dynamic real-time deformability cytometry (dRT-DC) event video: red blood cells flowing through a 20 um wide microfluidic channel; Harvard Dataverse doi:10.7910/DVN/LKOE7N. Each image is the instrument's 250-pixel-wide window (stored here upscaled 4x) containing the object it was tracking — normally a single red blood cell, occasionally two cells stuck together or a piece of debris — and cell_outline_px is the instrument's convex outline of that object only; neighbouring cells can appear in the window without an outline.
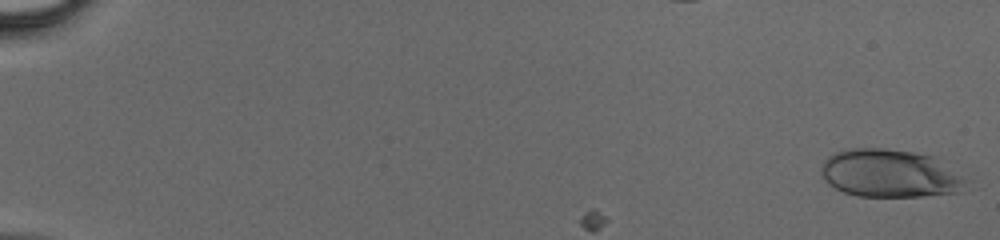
{"species": "human", "species_latin": "Homo sapiens", "temperature_condition": "cold", "stored_images_in_passage": 8, "camera_frame_rate_fps": 3000, "um_per_image_px": 0.085, "donor": {"sex": "male"}, "frame": {"image": 1, "passage_image": 1, "time_ms": 0.0, "image_size_px": [1000, 240], "cell_outline_px": [[972, 180], [964, 192], [920, 196], [856, 196], [844, 192], [828, 184], [820, 176], [820, 168], [824, 160], [828, 156], [836, 152], [848, 148], [884, 148], [912, 152], [936, 156]], "centroid_in_image_um": [75.73, 14.74], "position_along_channel_um": 9.3, "area_um2": 41.56}}